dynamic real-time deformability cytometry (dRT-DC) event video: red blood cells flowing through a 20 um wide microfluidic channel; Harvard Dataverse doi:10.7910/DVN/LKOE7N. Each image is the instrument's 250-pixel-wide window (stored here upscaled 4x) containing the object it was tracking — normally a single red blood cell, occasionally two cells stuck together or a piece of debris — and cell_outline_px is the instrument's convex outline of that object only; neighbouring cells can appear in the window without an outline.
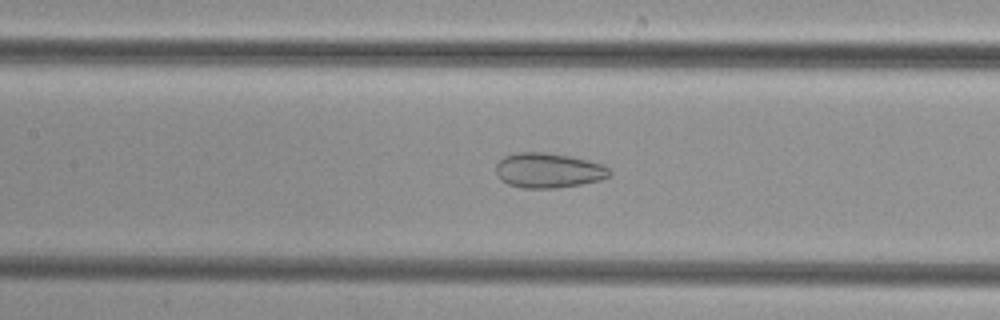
{"species": "common noctule bat (a hibernating species)", "species_latin": "Nyctalus noctula", "temperature_condition": "cold", "stored_images_in_passage": 37, "camera_frame_rate_fps": 3000, "um_per_image_px": 0.085, "animal": {"sex": "female", "body_mass_g": 29.2, "forearm_length_mm": 56.3}, "frame": {"image": 1, "passage_image": 10, "time_ms": 3.0, "image_size_px": [1000, 320], "cell_outline_px": [[612, 172], [608, 176], [600, 180], [580, 184], [556, 188], [520, 188], [508, 184], [500, 180], [496, 172], [496, 164], [504, 156], [516, 152], [544, 152], [572, 156], [604, 164]], "centroid_in_image_um": [46.6, 14.48], "position_along_channel_um": 160.8, "area_um2": 23.29}}
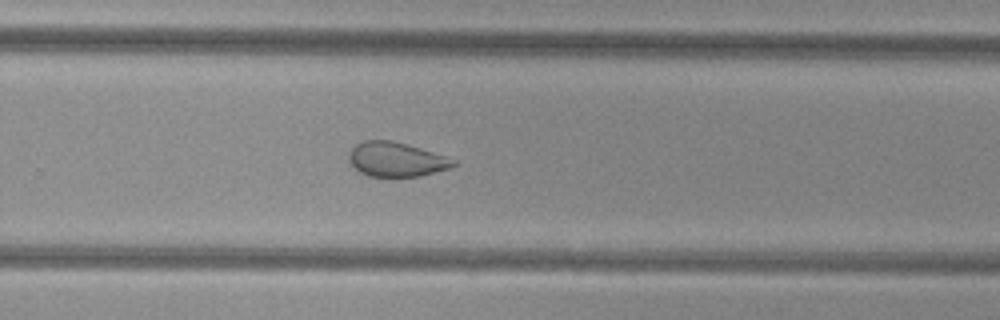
{"frame": {"image": 2, "passage_image": 20, "time_ms": 6.333, "image_size_px": [1000, 320], "cell_outline_px": [[456, 164], [452, 168], [420, 176], [368, 176], [360, 172], [348, 160], [348, 152], [356, 144], [364, 140], [392, 140], [420, 148], [456, 160]], "centroid_in_image_um": [33.67, 13.55], "position_along_channel_um": 296.1, "area_um2": 20.87}}
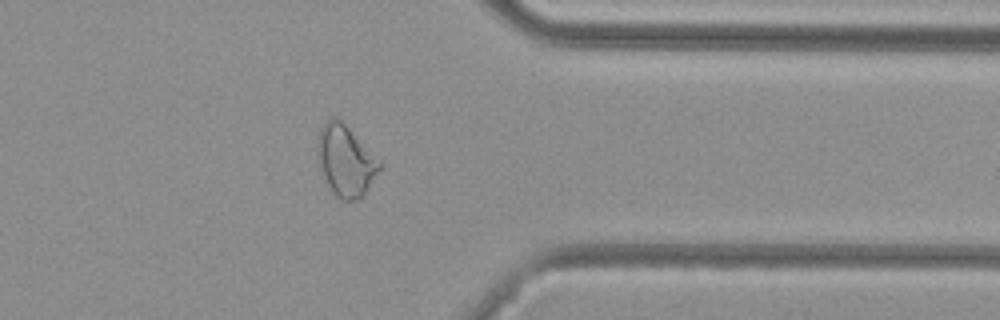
{"frame": {"image": 3, "passage_image": 27, "time_ms": 8.667, "image_size_px": [1000, 320], "cell_outline_px": [[380, 168], [360, 200], [344, 200], [336, 196], [332, 192], [320, 168], [316, 152], [316, 144], [320, 128], [332, 116], [336, 116], [380, 160]], "centroid_in_image_um": [29.34, 13.65], "position_along_channel_um": 382.1, "area_um2": 25.26}}